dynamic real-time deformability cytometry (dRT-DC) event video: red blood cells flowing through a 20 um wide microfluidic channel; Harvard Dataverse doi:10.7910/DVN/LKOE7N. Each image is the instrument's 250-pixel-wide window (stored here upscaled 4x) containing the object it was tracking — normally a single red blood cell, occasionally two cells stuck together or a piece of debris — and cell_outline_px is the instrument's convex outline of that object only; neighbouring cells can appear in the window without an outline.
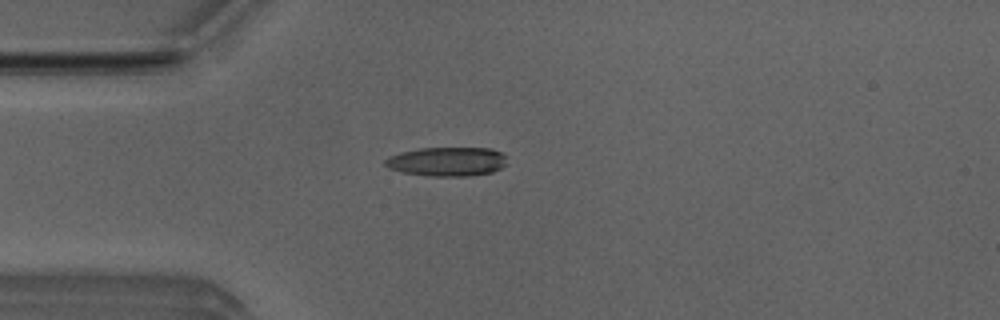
{"species": "Egyptian fruit bat (a non-hibernating species)", "species_latin": "Rousettus aegyptiacus", "temperature_condition": "room temperature", "stored_images_in_passage": 4, "camera_frame_rate_fps": 3000, "um_per_image_px": 0.085, "animal": {"sex": "male"}, "frame": {"image": 1, "passage_image": 3, "time_ms": 0.667, "image_size_px": [1000, 320], "cell_outline_px": [[504, 164], [500, 168], [492, 172], [468, 176], [428, 176], [404, 172], [388, 168], [384, 164], [384, 160], [388, 156], [400, 152], [420, 148], [492, 148], [500, 152], [504, 156]], "centroid_in_image_um": [37.95, 13.73], "position_along_channel_um": 47.1, "area_um2": 20.58}}